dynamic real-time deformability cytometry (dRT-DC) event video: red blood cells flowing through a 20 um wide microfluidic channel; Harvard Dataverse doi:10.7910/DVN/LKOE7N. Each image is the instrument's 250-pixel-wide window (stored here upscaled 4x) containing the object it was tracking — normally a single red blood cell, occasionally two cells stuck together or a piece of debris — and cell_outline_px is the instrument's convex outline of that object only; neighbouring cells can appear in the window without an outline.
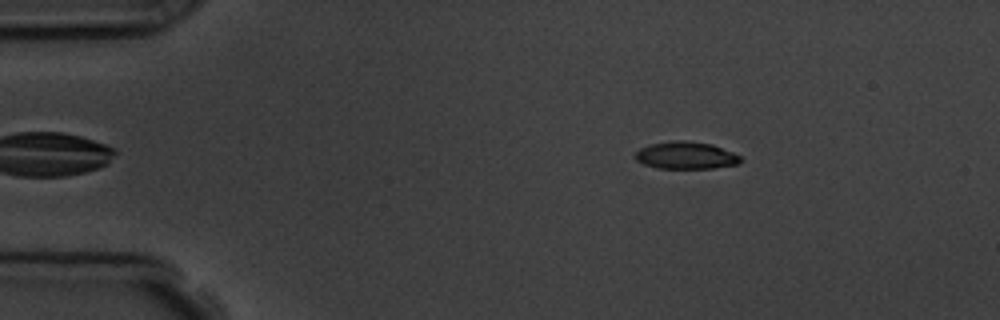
{"species": "common noctule bat (a hibernating species)", "species_latin": "Nyctalus noctula", "temperature_condition": "room temperature", "stored_images_in_passage": 5, "segment_of_instrument_passage": [1, 2], "camera_frame_rate_fps": 3000, "um_per_image_px": 0.085, "animal": {"sex": "male", "body_mass_g": 19.5, "forearm_length_mm": 54.6}, "frame": {"image": 1, "passage_image": 2, "time_ms": 1.0, "image_size_px": [1000, 320], "cell_outline_px": [[740, 164], [712, 168], [656, 168], [644, 164], [636, 160], [636, 152], [640, 148], [652, 144], [676, 140], [684, 140], [712, 144], [732, 152], [740, 156]], "centroid_in_image_um": [58.31, 13.21], "position_along_channel_um": 26.7, "area_um2": 16.59}}